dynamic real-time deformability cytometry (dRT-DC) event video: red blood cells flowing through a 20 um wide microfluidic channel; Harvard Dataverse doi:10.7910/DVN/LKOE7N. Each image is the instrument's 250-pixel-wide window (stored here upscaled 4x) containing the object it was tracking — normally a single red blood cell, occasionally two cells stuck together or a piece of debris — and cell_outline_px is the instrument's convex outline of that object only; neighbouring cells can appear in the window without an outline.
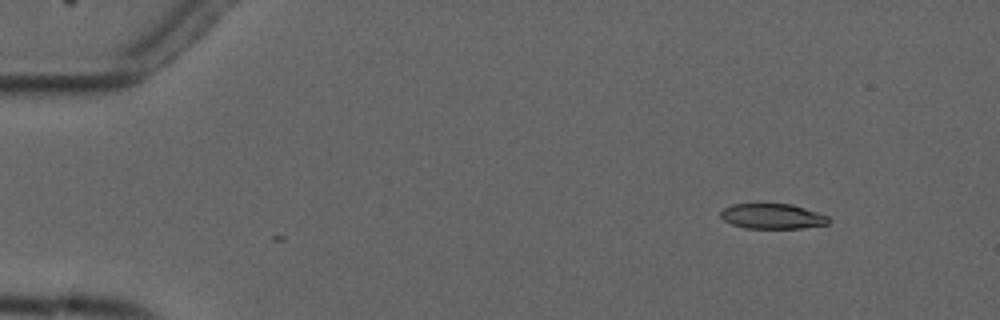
{"species": "common noctule bat (a hibernating species)", "species_latin": "Nyctalus noctula", "temperature_condition": "cold", "stored_images_in_passage": 4, "camera_frame_rate_fps": 3000, "um_per_image_px": 0.085, "animal": {"sex": "male", "forearm_length_mm": 52.5}, "frame": {"image": 1, "passage_image": 2, "time_ms": 1.0, "image_size_px": [1000, 320], "cell_outline_px": [[832, 220], [828, 224], [800, 228], [744, 228], [732, 224], [724, 220], [720, 216], [720, 212], [724, 208], [732, 204], [792, 204], [828, 216]], "centroid_in_image_um": [65.66, 18.38], "position_along_channel_um": 19.3, "area_um2": 15.78}}